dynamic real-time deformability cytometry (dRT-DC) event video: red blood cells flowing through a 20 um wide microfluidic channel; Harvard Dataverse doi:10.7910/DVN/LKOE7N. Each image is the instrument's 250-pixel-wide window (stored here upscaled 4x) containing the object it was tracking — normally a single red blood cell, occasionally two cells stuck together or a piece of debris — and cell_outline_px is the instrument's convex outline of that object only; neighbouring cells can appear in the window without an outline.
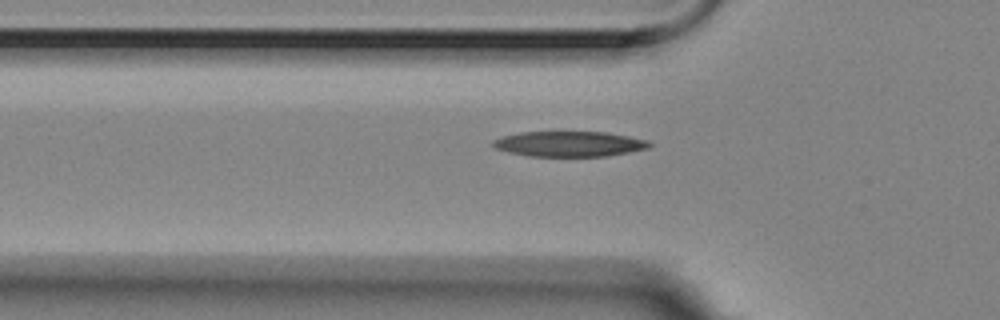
{"species": "Egyptian fruit bat (a non-hibernating species)", "species_latin": "Rousettus aegyptiacus", "temperature_condition": "room temperature", "stored_images_in_passage": 41, "camera_frame_rate_fps": 3000, "um_per_image_px": 0.085, "animal": {"sex": "female"}, "frame": {"image": 1, "passage_image": 6, "time_ms": 1.667, "image_size_px": [1000, 320], "cell_outline_px": [[652, 144], [648, 148], [608, 156], [528, 156], [508, 152], [496, 148], [492, 144], [492, 140], [504, 136], [520, 132], [608, 132], [648, 140]], "centroid_in_image_um": [48.4, 12.23], "position_along_channel_um": 77.4, "area_um2": 23.0}}
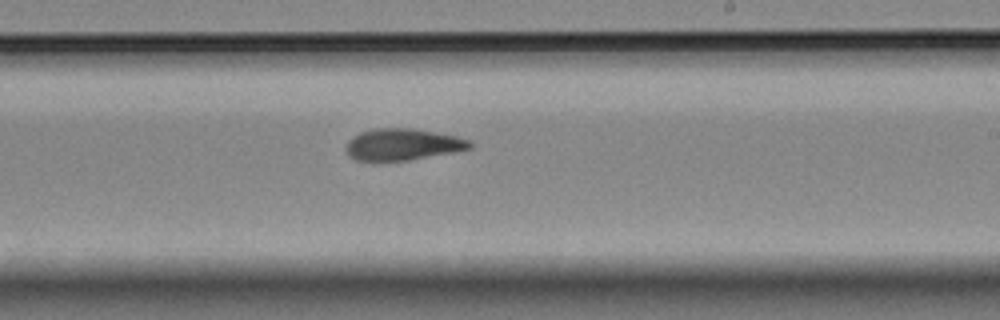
{"frame": {"image": 2, "passage_image": 21, "time_ms": 6.667, "image_size_px": [1000, 320], "cell_outline_px": [[472, 148], [452, 152], [408, 160], [356, 160], [344, 148], [348, 140], [352, 136], [360, 132], [376, 128], [412, 128], [436, 132], [456, 136], [472, 140]], "centroid_in_image_um": [34.24, 12.26], "position_along_channel_um": 254.8, "area_um2": 22.66}}
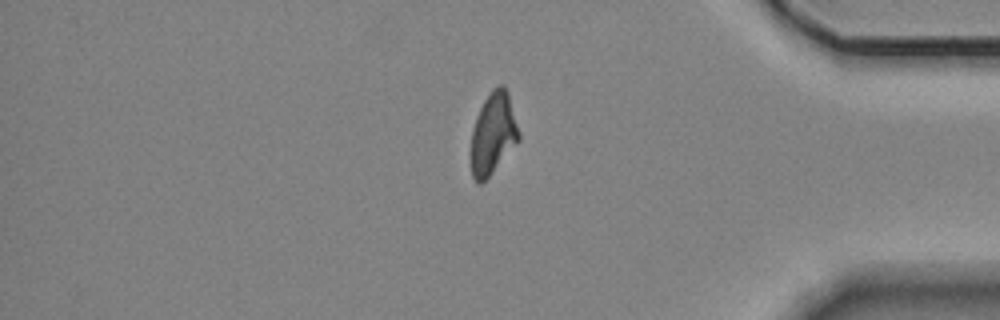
{"frame": {"image": 3, "passage_image": 35, "time_ms": 11.333, "image_size_px": [1000, 320], "cell_outline_px": [[520, 140], [488, 176], [480, 184], [476, 184], [472, 176], [472, 128], [476, 116], [484, 100], [492, 88], [500, 84], [504, 84], [508, 92], [520, 132]], "centroid_in_image_um": [41.93, 11.31], "position_along_channel_um": 393.3, "area_um2": 22.6}}